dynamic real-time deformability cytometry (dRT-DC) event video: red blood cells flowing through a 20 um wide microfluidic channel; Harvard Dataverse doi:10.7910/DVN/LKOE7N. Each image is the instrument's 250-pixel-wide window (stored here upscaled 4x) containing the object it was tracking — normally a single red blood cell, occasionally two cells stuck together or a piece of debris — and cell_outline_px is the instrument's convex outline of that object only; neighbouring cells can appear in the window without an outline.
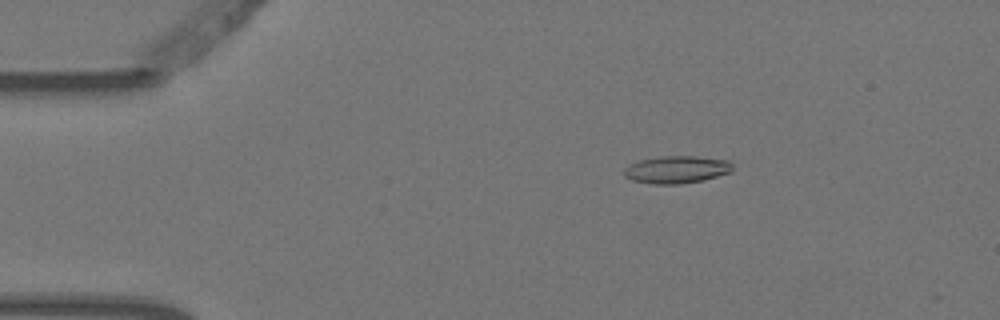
{"species": "Egyptian fruit bat (a non-hibernating species)", "species_latin": "Rousettus aegyptiacus", "temperature_condition": "warm", "stored_images_in_passage": 4, "camera_frame_rate_fps": 3000, "um_per_image_px": 0.085, "animal": {"sex": "female"}, "frame": {"image": 1, "passage_image": 2, "time_ms": 0.333, "image_size_px": [1000, 320], "cell_outline_px": [[732, 172], [704, 180], [680, 184], [652, 184], [632, 180], [624, 176], [624, 168], [628, 164], [640, 160], [660, 156], [696, 156], [728, 160], [732, 164]], "centroid_in_image_um": [57.5, 14.41], "position_along_channel_um": 27.5, "area_um2": 17.51}}
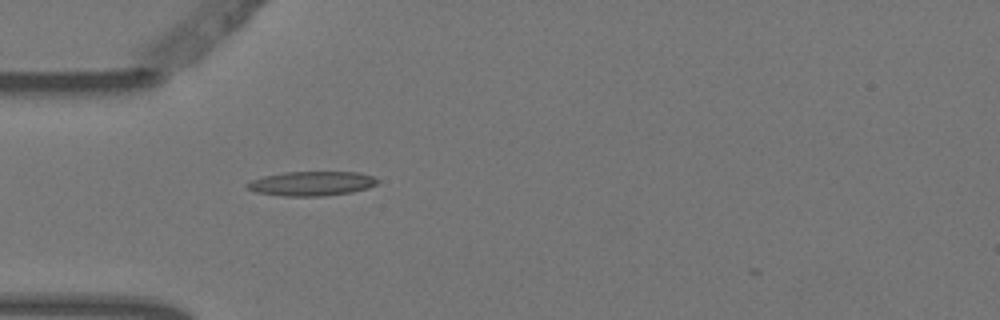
{"frame": {"image": 2, "passage_image": 4, "time_ms": 1.0, "image_size_px": [1000, 320], "cell_outline_px": [[380, 180], [376, 184], [368, 188], [352, 192], [324, 196], [284, 196], [256, 192], [248, 188], [244, 184], [252, 180], [264, 176], [284, 172], [356, 172], [372, 176]], "centroid_in_image_um": [26.49, 15.6], "position_along_channel_um": 58.5, "area_um2": 18.5}}